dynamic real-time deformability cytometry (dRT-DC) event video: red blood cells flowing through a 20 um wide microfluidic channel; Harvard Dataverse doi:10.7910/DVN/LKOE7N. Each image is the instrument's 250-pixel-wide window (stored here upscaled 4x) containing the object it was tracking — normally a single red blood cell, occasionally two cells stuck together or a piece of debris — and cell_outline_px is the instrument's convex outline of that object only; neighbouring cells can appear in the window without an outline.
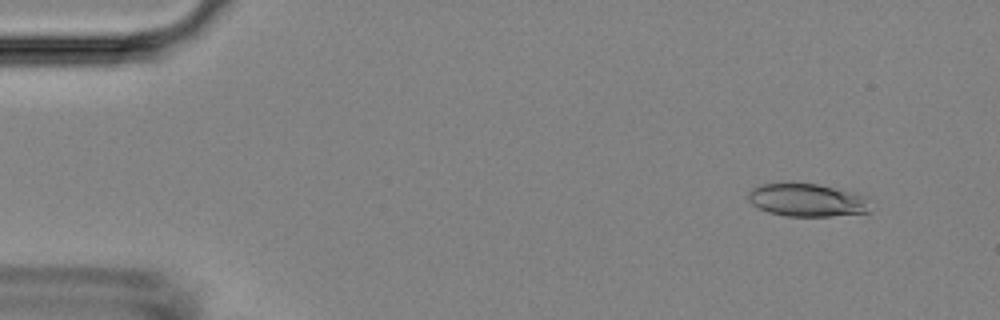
{"species": "Egyptian fruit bat (a non-hibernating species)", "species_latin": "Rousettus aegyptiacus", "temperature_condition": "room temperature", "stored_images_in_passage": 53, "camera_frame_rate_fps": 3000, "um_per_image_px": 0.085, "animal": {"sex": "female"}, "frame": {"image": 1, "passage_image": 5, "time_ms": 1.333, "image_size_px": [1000, 320], "cell_outline_px": [[876, 208], [872, 212], [832, 216], [788, 216], [768, 212], [752, 204], [748, 200], [748, 192], [752, 188], [764, 184], [816, 184], [856, 192], [868, 196]], "centroid_in_image_um": [68.76, 17.03], "position_along_channel_um": 16.2, "area_um2": 23.81}}
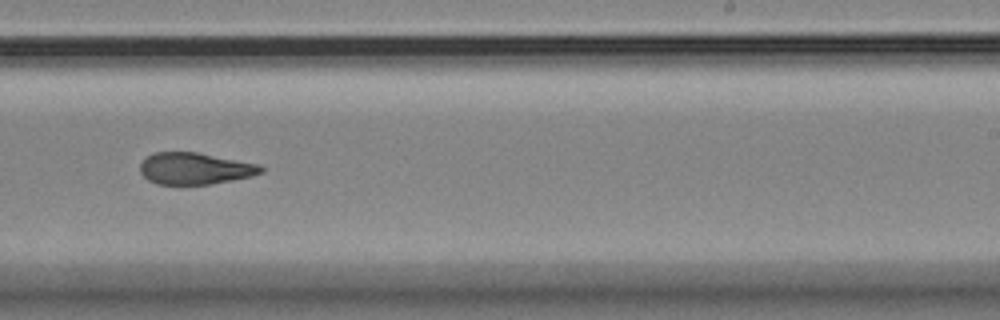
{"frame": {"image": 2, "passage_image": 33, "time_ms": 10.667, "image_size_px": [1000, 320], "cell_outline_px": [[264, 172], [252, 176], [212, 184], [156, 184], [148, 180], [140, 172], [140, 164], [148, 156], [156, 152], [196, 152], [260, 164], [264, 168]], "centroid_in_image_um": [16.59, 14.33], "position_along_channel_um": 272.4, "area_um2": 22.31}}
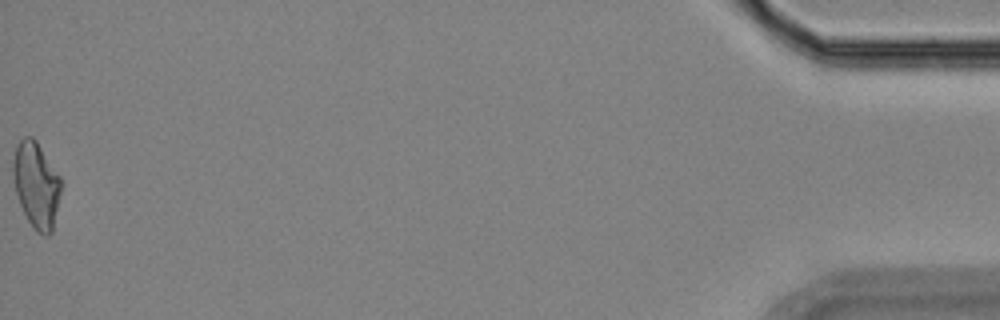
{"frame": {"image": 3, "passage_image": 53, "time_ms": 17.333, "image_size_px": [1000, 320], "cell_outline_px": [[60, 192], [52, 232], [48, 236], [44, 236], [36, 232], [28, 220], [20, 204], [16, 192], [12, 172], [12, 160], [16, 144], [24, 136], [32, 136], [36, 140], [60, 176]], "centroid_in_image_um": [3.06, 15.7], "position_along_channel_um": 432.1, "area_um2": 23.93}, "authors_computed_cell_mechanics": {"area_um2": 23.3512, "velocity_mm_per_s": 3.816, "shape_relaxation_time_tau1_ms": null, "shape_relaxation_time_tau2_ms": 2.8123, "deformation_change_tau1": null, "deformation_change_tau2": 0.1095}}